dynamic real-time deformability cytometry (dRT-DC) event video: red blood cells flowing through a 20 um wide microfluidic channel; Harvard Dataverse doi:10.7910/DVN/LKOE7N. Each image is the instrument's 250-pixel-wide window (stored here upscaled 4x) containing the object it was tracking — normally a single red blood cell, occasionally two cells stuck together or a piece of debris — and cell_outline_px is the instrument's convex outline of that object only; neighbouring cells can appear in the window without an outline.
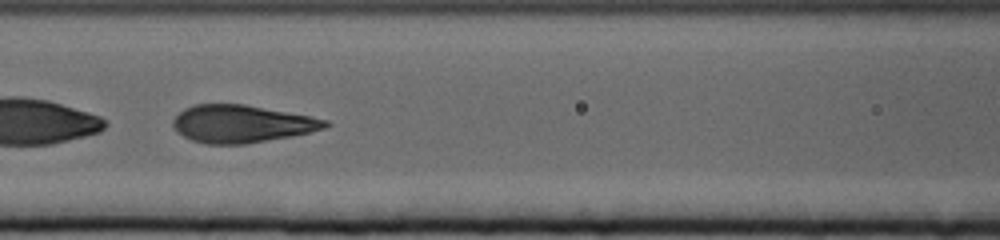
{"species": "human", "species_latin": "Homo sapiens", "temperature_condition": "cold", "stored_images_in_passage": 46, "segment_of_instrument_passage": [2, 2], "camera_frame_rate_fps": 3000, "um_per_image_px": 0.085, "donor": {"sex": "female"}, "frame": {"image": 1, "passage_image": 14, "time_ms": 4.333, "image_size_px": [1000, 240], "cell_outline_px": [[332, 124], [324, 128], [292, 136], [244, 144], [208, 144], [192, 140], [184, 136], [172, 124], [172, 120], [184, 108], [196, 104], [244, 104], [308, 116], [328, 120]], "centroid_in_image_um": [20.54, 10.52], "position_along_channel_um": 146.1, "area_um2": 32.89}}
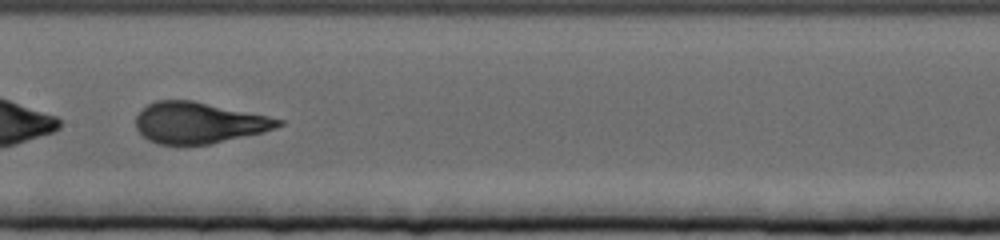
{"frame": {"image": 2, "passage_image": 18, "time_ms": 5.667, "image_size_px": [1000, 240], "cell_outline_px": [[284, 124], [276, 128], [264, 132], [212, 144], [180, 148], [156, 144], [148, 140], [136, 128], [136, 116], [148, 104], [156, 100], [192, 100], [268, 116], [284, 120]], "centroid_in_image_um": [16.88, 10.48], "position_along_channel_um": 190.5, "area_um2": 34.91}}
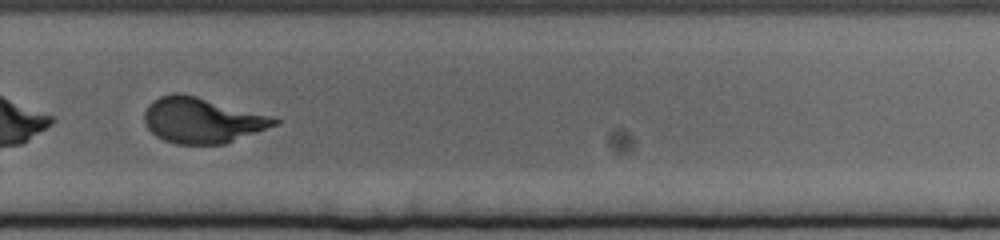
{"frame": {"image": 3, "passage_image": 29, "time_ms": 9.333, "image_size_px": [1000, 240], "cell_outline_px": [[280, 124], [224, 144], [176, 144], [164, 140], [156, 136], [148, 128], [144, 120], [144, 112], [148, 104], [152, 100], [160, 96], [172, 92], [176, 92], [196, 96], [272, 116], [280, 120]], "centroid_in_image_um": [17.17, 10.22], "position_along_channel_um": 312.6, "area_um2": 34.51}}